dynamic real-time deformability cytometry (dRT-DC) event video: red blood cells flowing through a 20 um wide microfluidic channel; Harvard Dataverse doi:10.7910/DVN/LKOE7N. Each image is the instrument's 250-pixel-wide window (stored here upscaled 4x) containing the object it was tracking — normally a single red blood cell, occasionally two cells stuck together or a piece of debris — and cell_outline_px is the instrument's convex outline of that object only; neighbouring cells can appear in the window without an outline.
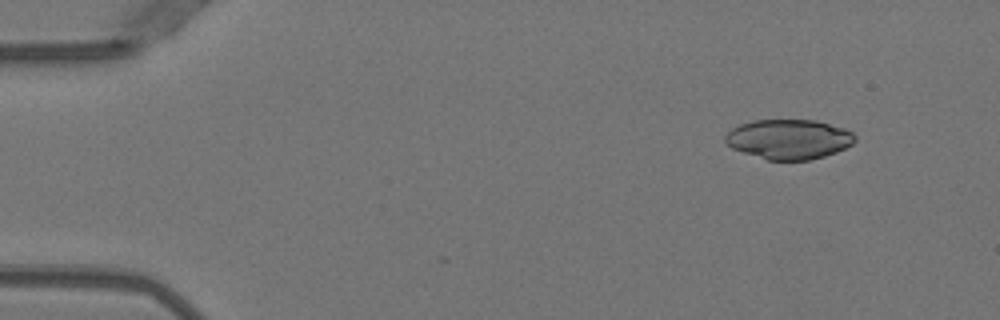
{"species": "Egyptian fruit bat (a non-hibernating species)", "species_latin": "Rousettus aegyptiacus", "temperature_condition": "warm", "stored_images_in_passage": 6, "segment_of_instrument_passage": [2, 2], "camera_frame_rate_fps": 3000, "um_per_image_px": 0.085, "animal": {"sex": "female"}, "frame": {"image": 1, "passage_image": 6, "time_ms": 1.667, "image_size_px": [1000, 320], "cell_outline_px": [[856, 140], [852, 144], [836, 152], [824, 156], [808, 160], [768, 160], [732, 148], [724, 140], [724, 136], [732, 128], [740, 124], [752, 120], [816, 120], [844, 128], [852, 132], [856, 136]], "centroid_in_image_um": [67.06, 11.82], "position_along_channel_um": 17.9, "area_um2": 30.0}}